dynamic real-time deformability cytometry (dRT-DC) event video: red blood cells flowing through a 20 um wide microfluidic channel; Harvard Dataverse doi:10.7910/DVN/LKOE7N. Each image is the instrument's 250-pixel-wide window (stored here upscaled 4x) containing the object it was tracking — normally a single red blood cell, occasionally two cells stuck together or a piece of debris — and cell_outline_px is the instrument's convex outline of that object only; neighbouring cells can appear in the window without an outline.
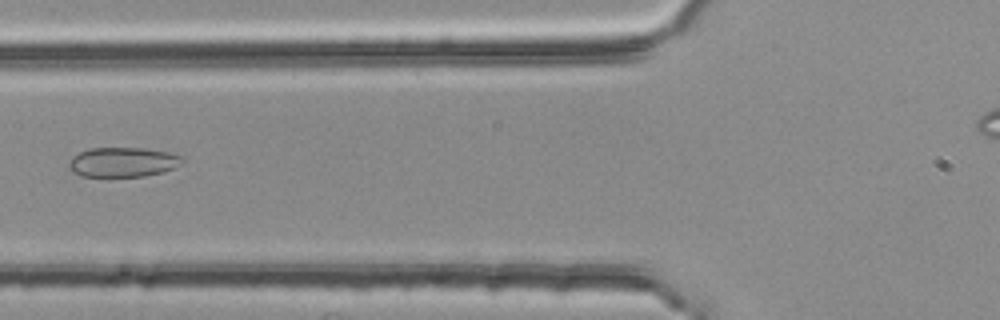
{"species": "common noctule bat (a hibernating species)", "species_latin": "Nyctalus noctula", "temperature_condition": "room temperature", "stored_images_in_passage": 5, "segment_of_instrument_passage": [2, 2], "camera_frame_rate_fps": 3000, "um_per_image_px": 0.085, "animal": {"sex": "female", "body_mass_g": 25.1}, "frame": {"image": 1, "passage_image": 5, "time_ms": 1.333, "image_size_px": [1000, 320], "cell_outline_px": [[184, 160], [176, 168], [144, 176], [80, 176], [72, 172], [68, 168], [68, 164], [72, 156], [88, 148], [144, 148], [168, 152], [184, 156]], "centroid_in_image_um": [10.44, 13.77], "position_along_channel_um": 115.4, "area_um2": 19.71}}